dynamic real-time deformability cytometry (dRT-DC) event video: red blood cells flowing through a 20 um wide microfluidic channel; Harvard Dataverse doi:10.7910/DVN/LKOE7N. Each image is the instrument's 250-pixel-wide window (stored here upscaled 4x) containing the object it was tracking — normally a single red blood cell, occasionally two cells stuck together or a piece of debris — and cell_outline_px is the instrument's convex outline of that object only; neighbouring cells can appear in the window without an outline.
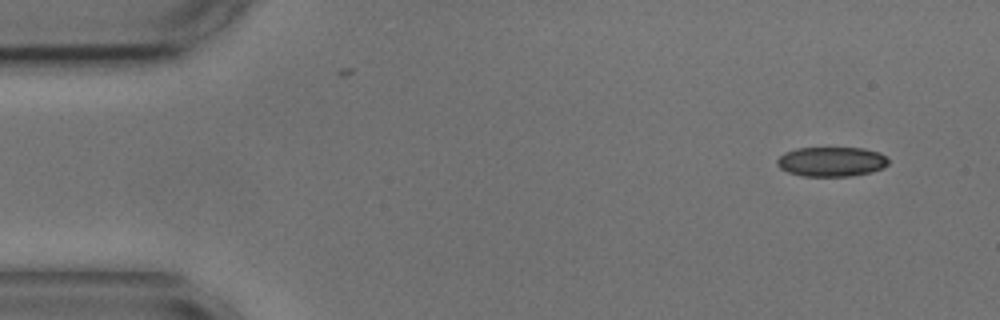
{"species": "common noctule bat (a hibernating species)", "species_latin": "Nyctalus noctula", "temperature_condition": "cold", "stored_images_in_passage": 4, "camera_frame_rate_fps": 3000, "um_per_image_px": 0.085, "animal": {"sex": "male", "body_mass_g": 17.9, "forearm_length_mm": 54.2}, "frame": {"image": 1, "passage_image": 1, "time_ms": 0.0, "image_size_px": [1000, 320], "cell_outline_px": [[888, 164], [884, 168], [872, 172], [848, 176], [800, 176], [788, 172], [780, 168], [776, 164], [776, 160], [784, 152], [796, 148], [864, 148], [880, 152], [888, 160]], "centroid_in_image_um": [70.66, 13.74], "position_along_channel_um": 14.3, "area_um2": 19.36}}